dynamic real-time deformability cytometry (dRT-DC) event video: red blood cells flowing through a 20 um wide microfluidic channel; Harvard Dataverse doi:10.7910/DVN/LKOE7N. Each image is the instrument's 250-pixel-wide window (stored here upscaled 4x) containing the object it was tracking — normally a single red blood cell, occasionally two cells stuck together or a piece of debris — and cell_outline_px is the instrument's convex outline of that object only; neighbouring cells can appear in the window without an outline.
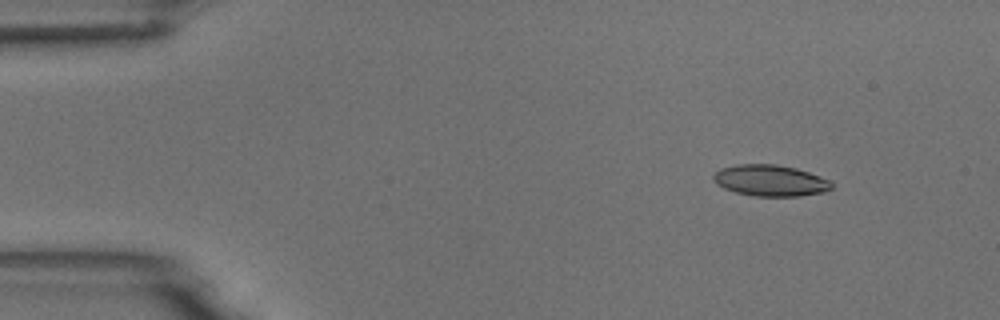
{"species": "common noctule bat (a hibernating species)", "species_latin": "Nyctalus noctula", "temperature_condition": "room temperature", "stored_images_in_passage": 4, "camera_frame_rate_fps": 3000, "um_per_image_px": 0.085, "animal": {"sex": "male", "body_mass_g": 18.8}, "frame": {"image": 1, "passage_image": 1, "time_ms": 0.0, "image_size_px": [1000, 320], "cell_outline_px": [[832, 188], [824, 192], [800, 196], [756, 196], [736, 192], [724, 188], [716, 184], [712, 180], [712, 176], [720, 168], [736, 164], [776, 164], [796, 168], [820, 176], [828, 180], [832, 184]], "centroid_in_image_um": [65.45, 15.34], "position_along_channel_um": 19.6, "area_um2": 21.56}}
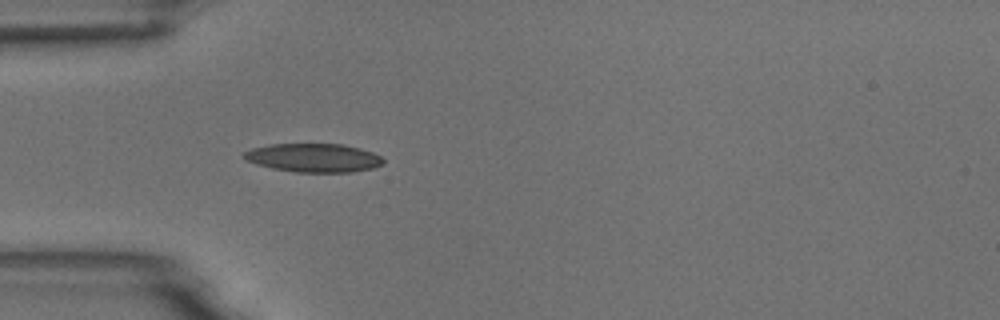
{"frame": {"image": 2, "passage_image": 4, "time_ms": 3.333, "image_size_px": [1000, 320], "cell_outline_px": [[384, 164], [372, 168], [352, 172], [296, 172], [272, 168], [256, 164], [244, 160], [240, 156], [244, 152], [252, 148], [268, 144], [344, 144], [360, 148], [372, 152], [380, 156], [384, 160]], "centroid_in_image_um": [26.62, 13.41], "position_along_channel_um": 58.4, "area_um2": 23.41}}